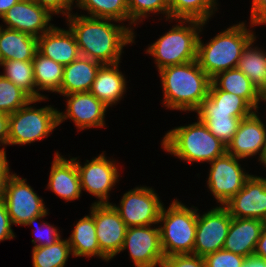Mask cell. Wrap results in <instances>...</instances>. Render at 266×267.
Returning a JSON list of instances; mask_svg holds the SVG:
<instances>
[{
  "label": "cell",
  "mask_w": 266,
  "mask_h": 267,
  "mask_svg": "<svg viewBox=\"0 0 266 267\" xmlns=\"http://www.w3.org/2000/svg\"><path fill=\"white\" fill-rule=\"evenodd\" d=\"M212 110L234 111V117L244 119L255 109L242 97L219 90L212 82L208 92Z\"/></svg>",
  "instance_id": "obj_34"
},
{
  "label": "cell",
  "mask_w": 266,
  "mask_h": 267,
  "mask_svg": "<svg viewBox=\"0 0 266 267\" xmlns=\"http://www.w3.org/2000/svg\"><path fill=\"white\" fill-rule=\"evenodd\" d=\"M241 267H266V260L256 256H250Z\"/></svg>",
  "instance_id": "obj_46"
},
{
  "label": "cell",
  "mask_w": 266,
  "mask_h": 267,
  "mask_svg": "<svg viewBox=\"0 0 266 267\" xmlns=\"http://www.w3.org/2000/svg\"><path fill=\"white\" fill-rule=\"evenodd\" d=\"M79 9L85 10L90 17L129 22L127 0H75Z\"/></svg>",
  "instance_id": "obj_31"
},
{
  "label": "cell",
  "mask_w": 266,
  "mask_h": 267,
  "mask_svg": "<svg viewBox=\"0 0 266 267\" xmlns=\"http://www.w3.org/2000/svg\"><path fill=\"white\" fill-rule=\"evenodd\" d=\"M90 210L94 217L100 252L108 260L113 259L121 252L128 227L112 203H92Z\"/></svg>",
  "instance_id": "obj_13"
},
{
  "label": "cell",
  "mask_w": 266,
  "mask_h": 267,
  "mask_svg": "<svg viewBox=\"0 0 266 267\" xmlns=\"http://www.w3.org/2000/svg\"><path fill=\"white\" fill-rule=\"evenodd\" d=\"M13 224L8 215L5 202L0 201V242L15 237L12 227Z\"/></svg>",
  "instance_id": "obj_41"
},
{
  "label": "cell",
  "mask_w": 266,
  "mask_h": 267,
  "mask_svg": "<svg viewBox=\"0 0 266 267\" xmlns=\"http://www.w3.org/2000/svg\"><path fill=\"white\" fill-rule=\"evenodd\" d=\"M19 0H0V18Z\"/></svg>",
  "instance_id": "obj_47"
},
{
  "label": "cell",
  "mask_w": 266,
  "mask_h": 267,
  "mask_svg": "<svg viewBox=\"0 0 266 267\" xmlns=\"http://www.w3.org/2000/svg\"><path fill=\"white\" fill-rule=\"evenodd\" d=\"M32 100L23 90L0 74V112H16Z\"/></svg>",
  "instance_id": "obj_36"
},
{
  "label": "cell",
  "mask_w": 266,
  "mask_h": 267,
  "mask_svg": "<svg viewBox=\"0 0 266 267\" xmlns=\"http://www.w3.org/2000/svg\"><path fill=\"white\" fill-rule=\"evenodd\" d=\"M262 102L263 101H266V91L264 92V94L262 95V100H261Z\"/></svg>",
  "instance_id": "obj_49"
},
{
  "label": "cell",
  "mask_w": 266,
  "mask_h": 267,
  "mask_svg": "<svg viewBox=\"0 0 266 267\" xmlns=\"http://www.w3.org/2000/svg\"><path fill=\"white\" fill-rule=\"evenodd\" d=\"M129 12V29L134 33L132 24L136 26L137 22L150 16V13L164 14L166 21L170 19V1L169 0H127ZM143 18V19H142Z\"/></svg>",
  "instance_id": "obj_35"
},
{
  "label": "cell",
  "mask_w": 266,
  "mask_h": 267,
  "mask_svg": "<svg viewBox=\"0 0 266 267\" xmlns=\"http://www.w3.org/2000/svg\"><path fill=\"white\" fill-rule=\"evenodd\" d=\"M101 66L99 62L83 56L64 65L63 81L58 93L67 95L90 91Z\"/></svg>",
  "instance_id": "obj_23"
},
{
  "label": "cell",
  "mask_w": 266,
  "mask_h": 267,
  "mask_svg": "<svg viewBox=\"0 0 266 267\" xmlns=\"http://www.w3.org/2000/svg\"><path fill=\"white\" fill-rule=\"evenodd\" d=\"M54 155L47 189L67 202L79 199L82 189L73 157L67 160L57 151Z\"/></svg>",
  "instance_id": "obj_19"
},
{
  "label": "cell",
  "mask_w": 266,
  "mask_h": 267,
  "mask_svg": "<svg viewBox=\"0 0 266 267\" xmlns=\"http://www.w3.org/2000/svg\"><path fill=\"white\" fill-rule=\"evenodd\" d=\"M254 256L266 260V226L265 225L263 226L261 230L260 238L257 242Z\"/></svg>",
  "instance_id": "obj_45"
},
{
  "label": "cell",
  "mask_w": 266,
  "mask_h": 267,
  "mask_svg": "<svg viewBox=\"0 0 266 267\" xmlns=\"http://www.w3.org/2000/svg\"><path fill=\"white\" fill-rule=\"evenodd\" d=\"M42 8L46 9L51 15L62 14L66 18L71 14L72 5L75 0H34Z\"/></svg>",
  "instance_id": "obj_40"
},
{
  "label": "cell",
  "mask_w": 266,
  "mask_h": 267,
  "mask_svg": "<svg viewBox=\"0 0 266 267\" xmlns=\"http://www.w3.org/2000/svg\"><path fill=\"white\" fill-rule=\"evenodd\" d=\"M68 241L73 257L83 256L92 258L93 256H97L102 260L109 261L100 252L94 217L91 214L84 216L74 225Z\"/></svg>",
  "instance_id": "obj_27"
},
{
  "label": "cell",
  "mask_w": 266,
  "mask_h": 267,
  "mask_svg": "<svg viewBox=\"0 0 266 267\" xmlns=\"http://www.w3.org/2000/svg\"><path fill=\"white\" fill-rule=\"evenodd\" d=\"M163 150L187 163L212 162L227 152V145L200 121L169 130L161 141Z\"/></svg>",
  "instance_id": "obj_4"
},
{
  "label": "cell",
  "mask_w": 266,
  "mask_h": 267,
  "mask_svg": "<svg viewBox=\"0 0 266 267\" xmlns=\"http://www.w3.org/2000/svg\"><path fill=\"white\" fill-rule=\"evenodd\" d=\"M73 159L79 173L81 189L98 199L94 203H110L108 201L109 191L113 190V187L119 182L120 176L114 159H112L113 161L107 159L104 152L91 161L86 160L87 163L84 165L79 163L77 157Z\"/></svg>",
  "instance_id": "obj_11"
},
{
  "label": "cell",
  "mask_w": 266,
  "mask_h": 267,
  "mask_svg": "<svg viewBox=\"0 0 266 267\" xmlns=\"http://www.w3.org/2000/svg\"><path fill=\"white\" fill-rule=\"evenodd\" d=\"M245 24H234L205 44L199 36L197 61L211 79L220 72L237 68L243 49L256 37Z\"/></svg>",
  "instance_id": "obj_3"
},
{
  "label": "cell",
  "mask_w": 266,
  "mask_h": 267,
  "mask_svg": "<svg viewBox=\"0 0 266 267\" xmlns=\"http://www.w3.org/2000/svg\"><path fill=\"white\" fill-rule=\"evenodd\" d=\"M119 65H102L89 91L107 107L119 102L127 89L126 77L120 72Z\"/></svg>",
  "instance_id": "obj_22"
},
{
  "label": "cell",
  "mask_w": 266,
  "mask_h": 267,
  "mask_svg": "<svg viewBox=\"0 0 266 267\" xmlns=\"http://www.w3.org/2000/svg\"><path fill=\"white\" fill-rule=\"evenodd\" d=\"M47 215L48 210L43 215L37 216L29 220L25 226H33L34 223L36 225V222L39 221L38 219H42ZM36 228V231L34 233V236L36 238L31 241L34 244L33 248L53 245L57 240L61 238L60 232L58 231L57 227H53V225H50L45 221L43 222V224L40 223L39 226H37ZM37 242L38 244H36Z\"/></svg>",
  "instance_id": "obj_37"
},
{
  "label": "cell",
  "mask_w": 266,
  "mask_h": 267,
  "mask_svg": "<svg viewBox=\"0 0 266 267\" xmlns=\"http://www.w3.org/2000/svg\"><path fill=\"white\" fill-rule=\"evenodd\" d=\"M66 19L81 56L102 65L120 63L123 47L135 43L134 33L124 23L72 13Z\"/></svg>",
  "instance_id": "obj_1"
},
{
  "label": "cell",
  "mask_w": 266,
  "mask_h": 267,
  "mask_svg": "<svg viewBox=\"0 0 266 267\" xmlns=\"http://www.w3.org/2000/svg\"><path fill=\"white\" fill-rule=\"evenodd\" d=\"M37 50L62 65L70 64L81 56L74 34L69 28L57 26L37 38Z\"/></svg>",
  "instance_id": "obj_20"
},
{
  "label": "cell",
  "mask_w": 266,
  "mask_h": 267,
  "mask_svg": "<svg viewBox=\"0 0 266 267\" xmlns=\"http://www.w3.org/2000/svg\"><path fill=\"white\" fill-rule=\"evenodd\" d=\"M8 125H9V115L3 112H0V146L4 145L2 149H0V157L6 156L5 145H7L8 141Z\"/></svg>",
  "instance_id": "obj_43"
},
{
  "label": "cell",
  "mask_w": 266,
  "mask_h": 267,
  "mask_svg": "<svg viewBox=\"0 0 266 267\" xmlns=\"http://www.w3.org/2000/svg\"><path fill=\"white\" fill-rule=\"evenodd\" d=\"M211 82L221 91H226L245 99L256 111L260 108L262 95L250 79L238 68L220 72Z\"/></svg>",
  "instance_id": "obj_26"
},
{
  "label": "cell",
  "mask_w": 266,
  "mask_h": 267,
  "mask_svg": "<svg viewBox=\"0 0 266 267\" xmlns=\"http://www.w3.org/2000/svg\"><path fill=\"white\" fill-rule=\"evenodd\" d=\"M234 218L266 220V178L251 175L243 188L223 205Z\"/></svg>",
  "instance_id": "obj_16"
},
{
  "label": "cell",
  "mask_w": 266,
  "mask_h": 267,
  "mask_svg": "<svg viewBox=\"0 0 266 267\" xmlns=\"http://www.w3.org/2000/svg\"><path fill=\"white\" fill-rule=\"evenodd\" d=\"M264 221L232 217L223 249L249 258L254 255Z\"/></svg>",
  "instance_id": "obj_21"
},
{
  "label": "cell",
  "mask_w": 266,
  "mask_h": 267,
  "mask_svg": "<svg viewBox=\"0 0 266 267\" xmlns=\"http://www.w3.org/2000/svg\"><path fill=\"white\" fill-rule=\"evenodd\" d=\"M0 26V62L8 60L33 61L37 38L25 32Z\"/></svg>",
  "instance_id": "obj_25"
},
{
  "label": "cell",
  "mask_w": 266,
  "mask_h": 267,
  "mask_svg": "<svg viewBox=\"0 0 266 267\" xmlns=\"http://www.w3.org/2000/svg\"><path fill=\"white\" fill-rule=\"evenodd\" d=\"M159 72L167 109L194 112L208 97L211 78L197 60L165 67Z\"/></svg>",
  "instance_id": "obj_2"
},
{
  "label": "cell",
  "mask_w": 266,
  "mask_h": 267,
  "mask_svg": "<svg viewBox=\"0 0 266 267\" xmlns=\"http://www.w3.org/2000/svg\"><path fill=\"white\" fill-rule=\"evenodd\" d=\"M63 96L68 99L65 113L58 111L59 125L70 118L80 130L105 127L104 119L108 107L91 92H77Z\"/></svg>",
  "instance_id": "obj_15"
},
{
  "label": "cell",
  "mask_w": 266,
  "mask_h": 267,
  "mask_svg": "<svg viewBox=\"0 0 266 267\" xmlns=\"http://www.w3.org/2000/svg\"><path fill=\"white\" fill-rule=\"evenodd\" d=\"M52 17L34 0H19L1 19L6 25L5 28L25 32L38 38L54 26L50 23Z\"/></svg>",
  "instance_id": "obj_17"
},
{
  "label": "cell",
  "mask_w": 266,
  "mask_h": 267,
  "mask_svg": "<svg viewBox=\"0 0 266 267\" xmlns=\"http://www.w3.org/2000/svg\"><path fill=\"white\" fill-rule=\"evenodd\" d=\"M177 21L178 25H174L146 49V54L154 57L158 71L197 60L198 39L206 23L197 20Z\"/></svg>",
  "instance_id": "obj_5"
},
{
  "label": "cell",
  "mask_w": 266,
  "mask_h": 267,
  "mask_svg": "<svg viewBox=\"0 0 266 267\" xmlns=\"http://www.w3.org/2000/svg\"><path fill=\"white\" fill-rule=\"evenodd\" d=\"M238 160L227 152L215 158L209 164V176L207 180V187L211 191L217 203L220 206L226 204L234 195L240 191L245 181L251 176L248 172L242 169Z\"/></svg>",
  "instance_id": "obj_10"
},
{
  "label": "cell",
  "mask_w": 266,
  "mask_h": 267,
  "mask_svg": "<svg viewBox=\"0 0 266 267\" xmlns=\"http://www.w3.org/2000/svg\"><path fill=\"white\" fill-rule=\"evenodd\" d=\"M72 250L68 239H59L53 245L32 249L33 267H64Z\"/></svg>",
  "instance_id": "obj_33"
},
{
  "label": "cell",
  "mask_w": 266,
  "mask_h": 267,
  "mask_svg": "<svg viewBox=\"0 0 266 267\" xmlns=\"http://www.w3.org/2000/svg\"><path fill=\"white\" fill-rule=\"evenodd\" d=\"M260 164L262 163L264 167H266V141L262 149V153L260 157L258 158Z\"/></svg>",
  "instance_id": "obj_48"
},
{
  "label": "cell",
  "mask_w": 266,
  "mask_h": 267,
  "mask_svg": "<svg viewBox=\"0 0 266 267\" xmlns=\"http://www.w3.org/2000/svg\"><path fill=\"white\" fill-rule=\"evenodd\" d=\"M198 210L193 254L205 257L223 249L232 216L224 206H216L203 215Z\"/></svg>",
  "instance_id": "obj_12"
},
{
  "label": "cell",
  "mask_w": 266,
  "mask_h": 267,
  "mask_svg": "<svg viewBox=\"0 0 266 267\" xmlns=\"http://www.w3.org/2000/svg\"><path fill=\"white\" fill-rule=\"evenodd\" d=\"M48 99L30 100L25 106L9 115L7 145H26L48 137L59 126L58 110L51 105L33 108L31 104Z\"/></svg>",
  "instance_id": "obj_7"
},
{
  "label": "cell",
  "mask_w": 266,
  "mask_h": 267,
  "mask_svg": "<svg viewBox=\"0 0 266 267\" xmlns=\"http://www.w3.org/2000/svg\"><path fill=\"white\" fill-rule=\"evenodd\" d=\"M195 112L209 131L226 145L232 140L242 120L234 117V111L212 110V100L208 97Z\"/></svg>",
  "instance_id": "obj_24"
},
{
  "label": "cell",
  "mask_w": 266,
  "mask_h": 267,
  "mask_svg": "<svg viewBox=\"0 0 266 267\" xmlns=\"http://www.w3.org/2000/svg\"><path fill=\"white\" fill-rule=\"evenodd\" d=\"M3 201L14 225L25 226L29 220L47 211L43 198L26 183V178L22 179L13 172L5 182Z\"/></svg>",
  "instance_id": "obj_8"
},
{
  "label": "cell",
  "mask_w": 266,
  "mask_h": 267,
  "mask_svg": "<svg viewBox=\"0 0 266 267\" xmlns=\"http://www.w3.org/2000/svg\"><path fill=\"white\" fill-rule=\"evenodd\" d=\"M162 267H207V265L204 257L194 254H183L165 257Z\"/></svg>",
  "instance_id": "obj_39"
},
{
  "label": "cell",
  "mask_w": 266,
  "mask_h": 267,
  "mask_svg": "<svg viewBox=\"0 0 266 267\" xmlns=\"http://www.w3.org/2000/svg\"><path fill=\"white\" fill-rule=\"evenodd\" d=\"M197 207H187L177 198L169 207H162L159 216L161 247L165 257L171 255L193 254ZM163 224V225H162Z\"/></svg>",
  "instance_id": "obj_6"
},
{
  "label": "cell",
  "mask_w": 266,
  "mask_h": 267,
  "mask_svg": "<svg viewBox=\"0 0 266 267\" xmlns=\"http://www.w3.org/2000/svg\"><path fill=\"white\" fill-rule=\"evenodd\" d=\"M171 20H197L208 22L217 11L216 0H169Z\"/></svg>",
  "instance_id": "obj_30"
},
{
  "label": "cell",
  "mask_w": 266,
  "mask_h": 267,
  "mask_svg": "<svg viewBox=\"0 0 266 267\" xmlns=\"http://www.w3.org/2000/svg\"><path fill=\"white\" fill-rule=\"evenodd\" d=\"M150 187H136L127 191L120 205L112 204L127 227L148 226L159 223L163 203Z\"/></svg>",
  "instance_id": "obj_9"
},
{
  "label": "cell",
  "mask_w": 266,
  "mask_h": 267,
  "mask_svg": "<svg viewBox=\"0 0 266 267\" xmlns=\"http://www.w3.org/2000/svg\"><path fill=\"white\" fill-rule=\"evenodd\" d=\"M265 141L266 125L255 110L240 121L237 132L227 144V153L242 160L258 154L260 157Z\"/></svg>",
  "instance_id": "obj_18"
},
{
  "label": "cell",
  "mask_w": 266,
  "mask_h": 267,
  "mask_svg": "<svg viewBox=\"0 0 266 267\" xmlns=\"http://www.w3.org/2000/svg\"><path fill=\"white\" fill-rule=\"evenodd\" d=\"M207 267H241L246 261V257L222 249L205 257Z\"/></svg>",
  "instance_id": "obj_38"
},
{
  "label": "cell",
  "mask_w": 266,
  "mask_h": 267,
  "mask_svg": "<svg viewBox=\"0 0 266 267\" xmlns=\"http://www.w3.org/2000/svg\"><path fill=\"white\" fill-rule=\"evenodd\" d=\"M256 37L243 49L237 68L253 83L258 92L263 95L266 91V52L254 47Z\"/></svg>",
  "instance_id": "obj_29"
},
{
  "label": "cell",
  "mask_w": 266,
  "mask_h": 267,
  "mask_svg": "<svg viewBox=\"0 0 266 267\" xmlns=\"http://www.w3.org/2000/svg\"><path fill=\"white\" fill-rule=\"evenodd\" d=\"M32 64L37 99L46 98L39 91L58 93L63 81L64 65L54 62L52 59L42 55L38 50L35 53Z\"/></svg>",
  "instance_id": "obj_28"
},
{
  "label": "cell",
  "mask_w": 266,
  "mask_h": 267,
  "mask_svg": "<svg viewBox=\"0 0 266 267\" xmlns=\"http://www.w3.org/2000/svg\"><path fill=\"white\" fill-rule=\"evenodd\" d=\"M250 27L266 25V0H252Z\"/></svg>",
  "instance_id": "obj_42"
},
{
  "label": "cell",
  "mask_w": 266,
  "mask_h": 267,
  "mask_svg": "<svg viewBox=\"0 0 266 267\" xmlns=\"http://www.w3.org/2000/svg\"><path fill=\"white\" fill-rule=\"evenodd\" d=\"M152 225L128 227L121 252L128 249L135 267H162L164 254L160 228Z\"/></svg>",
  "instance_id": "obj_14"
},
{
  "label": "cell",
  "mask_w": 266,
  "mask_h": 267,
  "mask_svg": "<svg viewBox=\"0 0 266 267\" xmlns=\"http://www.w3.org/2000/svg\"><path fill=\"white\" fill-rule=\"evenodd\" d=\"M7 157H0V201L4 197L5 182L10 175V166L6 159Z\"/></svg>",
  "instance_id": "obj_44"
},
{
  "label": "cell",
  "mask_w": 266,
  "mask_h": 267,
  "mask_svg": "<svg viewBox=\"0 0 266 267\" xmlns=\"http://www.w3.org/2000/svg\"><path fill=\"white\" fill-rule=\"evenodd\" d=\"M3 76L23 90L32 100L37 99L32 61H2Z\"/></svg>",
  "instance_id": "obj_32"
}]
</instances>
